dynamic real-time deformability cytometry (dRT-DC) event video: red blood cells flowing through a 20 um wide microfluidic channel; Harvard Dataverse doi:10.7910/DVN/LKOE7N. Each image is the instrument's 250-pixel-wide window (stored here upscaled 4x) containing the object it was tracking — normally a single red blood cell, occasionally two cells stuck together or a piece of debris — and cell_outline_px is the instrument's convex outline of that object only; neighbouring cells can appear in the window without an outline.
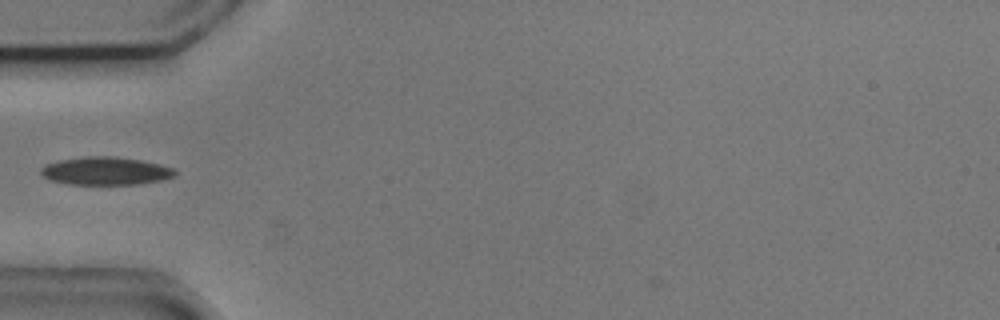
{"species": "common noctule bat (a hibernating species)", "species_latin": "Nyctalus noctula", "temperature_condition": "cold", "stored_images_in_passage": 38, "camera_frame_rate_fps": 3000, "um_per_image_px": 0.085, "animal": {"sex": "male", "body_mass_g": 20.5, "forearm_length_mm": 52.5}, "frame": {"image": 1, "passage_image": 2, "time_ms": 0.333, "image_size_px": [1000, 320], "cell_outline_px": [[176, 176], [164, 180], [140, 184], [68, 184], [48, 180], [40, 172], [40, 168], [44, 164], [60, 160], [88, 156], [116, 156], [140, 160], [160, 164], [172, 168], [176, 172]], "centroid_in_image_um": [8.98, 14.53], "position_along_channel_um": 76.0, "area_um2": 22.02}}
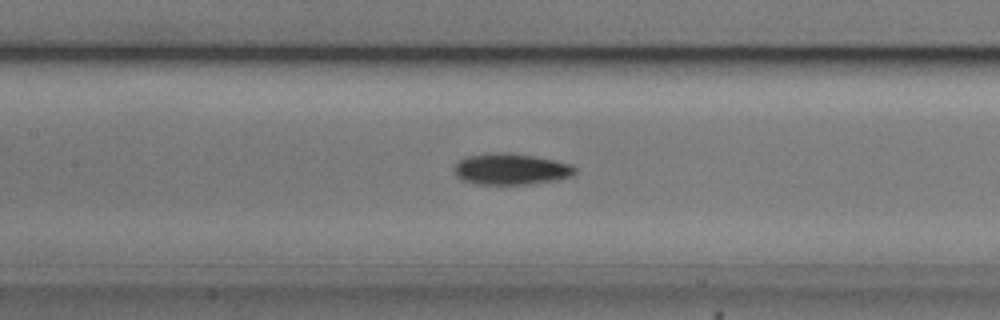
{"frame": {"image": 2, "passage_image": 9, "time_ms": 2.667, "image_size_px": [1000, 320], "cell_outline_px": [[576, 172], [572, 176], [556, 180], [524, 184], [476, 184], [460, 180], [456, 176], [456, 164], [464, 156], [500, 152], [508, 152], [536, 156], [556, 160], [572, 164], [576, 168]], "centroid_in_image_um": [43.45, 14.36], "position_along_channel_um": 163.9, "area_um2": 22.08}}
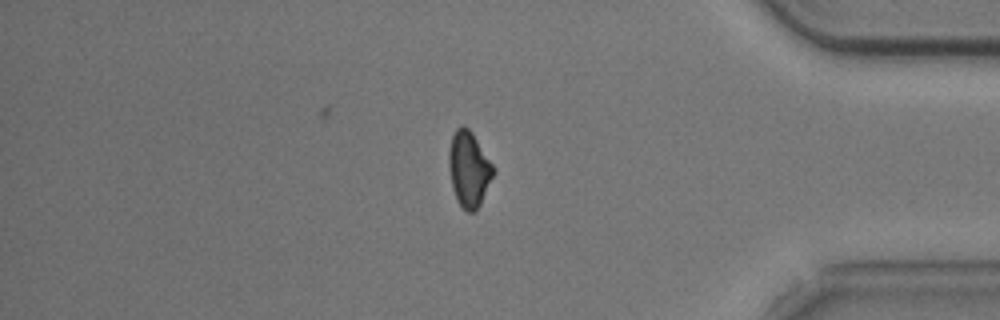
{"frame": {"image": 3, "passage_image": 30, "time_ms": 9.667, "image_size_px": [1000, 320], "cell_outline_px": [[496, 172], [476, 212], [468, 212], [456, 200], [452, 188], [448, 168], [448, 152], [452, 136], [456, 128], [460, 124], [464, 124], [472, 132], [496, 168]], "centroid_in_image_um": [39.86, 14.35], "position_along_channel_um": 395.3, "area_um2": 20.0}, "authors_computed_cell_mechanics": {"area_um2": 20.2878, "velocity_mm_per_s": 3.7167, "shape_relaxation_time_tau1_ms": 3.1935, "shape_relaxation_time_tau2_ms": null, "deformation_change_tau1": 0.1034, "deformation_change_tau2": null}}